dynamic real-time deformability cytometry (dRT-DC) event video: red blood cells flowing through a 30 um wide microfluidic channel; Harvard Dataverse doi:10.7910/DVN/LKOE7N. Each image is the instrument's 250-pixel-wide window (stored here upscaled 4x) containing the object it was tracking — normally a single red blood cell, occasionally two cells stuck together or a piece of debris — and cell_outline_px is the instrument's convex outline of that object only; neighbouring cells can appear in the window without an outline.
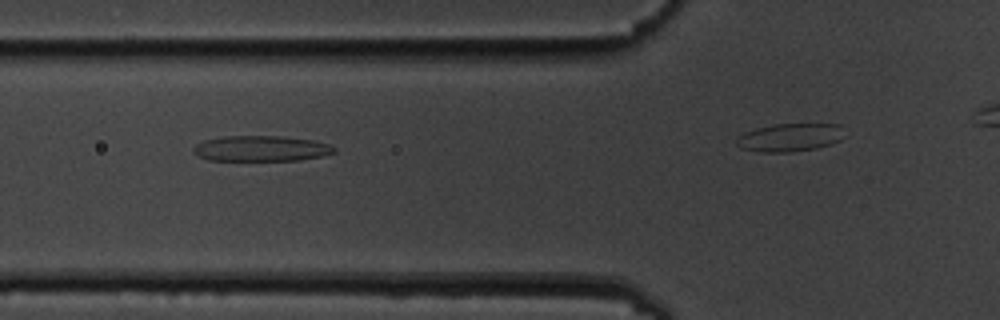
{"species": "common noctule bat (a hibernating species)", "species_latin": "Nyctalus noctula", "temperature_condition": "cold", "stored_images_in_passage": 5, "camera_frame_rate_fps": 3000, "um_per_image_px": 0.085, "animal": {"sex": "male", "body_mass_g": 19.5, "forearm_length_mm": 54.6}, "frame": {"image": 1, "passage_image": 3, "time_ms": 2.333, "image_size_px": [1000, 320], "cell_outline_px": [[336, 152], [324, 156], [300, 160], [208, 160], [192, 152], [192, 148], [196, 144], [204, 140], [224, 136], [280, 136], [312, 140], [328, 144], [336, 148]], "centroid_in_image_um": [22.2, 12.62], "position_along_channel_um": 103.6, "area_um2": 20.98}}